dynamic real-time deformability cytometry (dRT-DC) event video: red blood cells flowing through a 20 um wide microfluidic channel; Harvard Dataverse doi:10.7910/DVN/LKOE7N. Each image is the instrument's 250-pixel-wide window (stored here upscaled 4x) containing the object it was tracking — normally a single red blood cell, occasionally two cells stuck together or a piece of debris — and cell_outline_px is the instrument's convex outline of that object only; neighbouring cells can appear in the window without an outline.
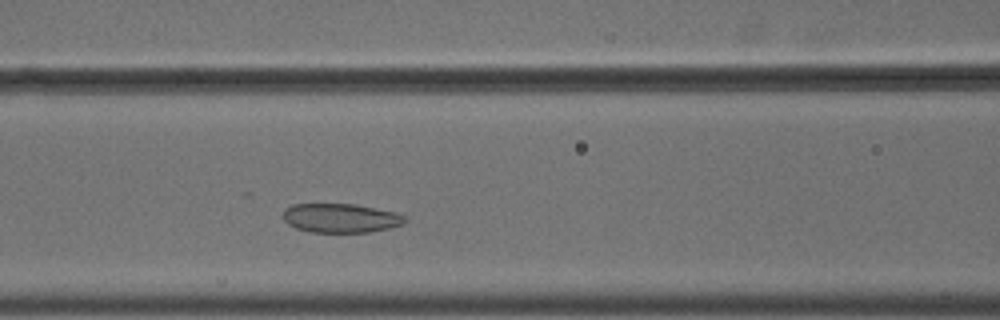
{"species": "common noctule bat (a hibernating species)", "species_latin": "Nyctalus noctula", "temperature_condition": "cold", "stored_images_in_passage": 37, "camera_frame_rate_fps": 3000, "um_per_image_px": 0.085, "animal": {"sex": "male", "body_mass_g": 18.8}, "frame": {"image": 1, "passage_image": 12, "time_ms": 3.667, "image_size_px": [1000, 320], "cell_outline_px": [[408, 220], [404, 224], [388, 228], [368, 232], [308, 232], [296, 228], [288, 224], [284, 220], [284, 208], [292, 204], [356, 204], [396, 212], [408, 216]], "centroid_in_image_um": [28.99, 18.53], "position_along_channel_um": 137.6, "area_um2": 20.87}}
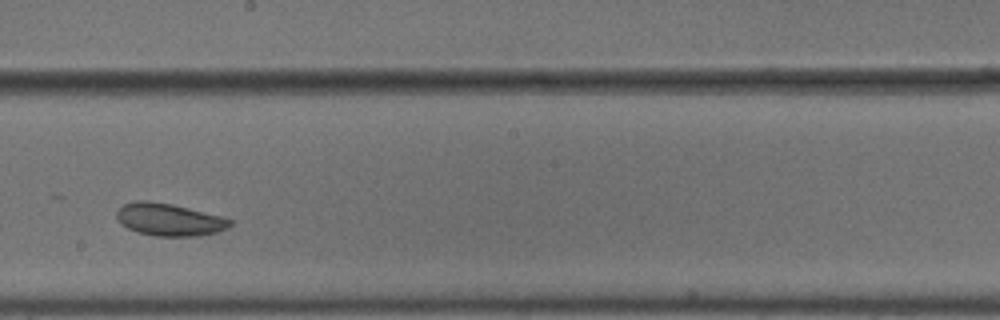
{"frame": {"image": 2, "passage_image": 20, "time_ms": 6.333, "image_size_px": [1000, 320], "cell_outline_px": [[232, 224], [228, 228], [216, 232], [196, 236], [152, 236], [136, 232], [128, 228], [116, 216], [116, 212], [124, 204], [136, 200], [148, 200], [172, 204], [224, 216], [232, 220]], "centroid_in_image_um": [14.42, 18.66], "position_along_channel_um": 233.8, "area_um2": 21.5}}
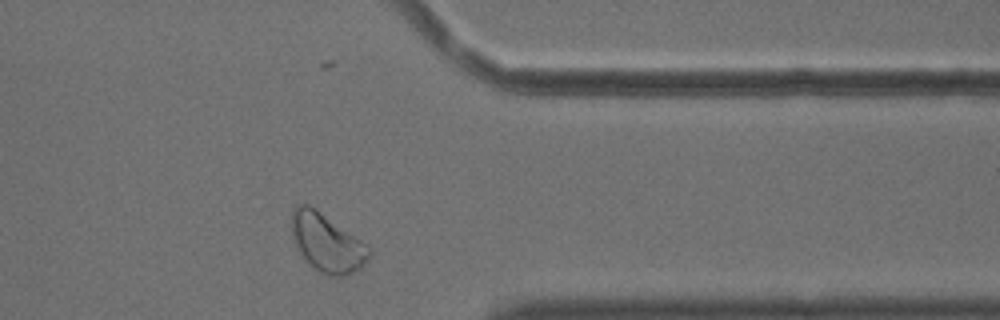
{"frame": {"image": 3, "passage_image": 33, "time_ms": 10.667, "image_size_px": [1000, 320], "cell_outline_px": [[372, 256], [360, 268], [344, 276], [328, 276], [320, 272], [300, 252], [296, 244], [292, 232], [292, 208], [300, 204], [308, 204], [372, 248]], "centroid_in_image_um": [27.83, 20.65], "position_along_channel_um": 383.6, "area_um2": 25.61}, "authors_computed_cell_mechanics": {"area_um2": 21.386, "velocity_mm_per_s": 3.6151, "shape_relaxation_time_tau1_ms": null, "shape_relaxation_time_tau2_ms": 8.3711, "deformation_change_tau1": null, "deformation_change_tau2": 0.1323}}